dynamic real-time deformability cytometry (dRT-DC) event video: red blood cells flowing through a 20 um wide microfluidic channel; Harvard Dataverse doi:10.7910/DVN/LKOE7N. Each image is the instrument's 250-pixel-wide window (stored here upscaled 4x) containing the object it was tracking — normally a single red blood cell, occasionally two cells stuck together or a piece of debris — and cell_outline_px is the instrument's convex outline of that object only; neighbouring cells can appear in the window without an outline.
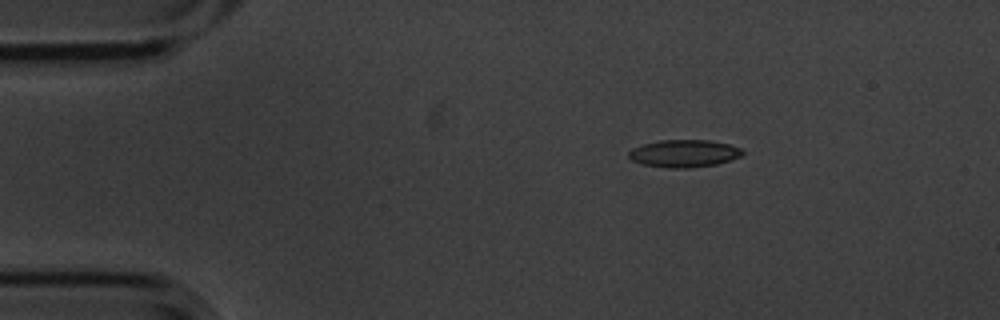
{"species": "common noctule bat (a hibernating species)", "species_latin": "Nyctalus noctula", "temperature_condition": "cold", "stored_images_in_passage": 3, "camera_frame_rate_fps": 3000, "um_per_image_px": 0.085, "animal": {"sex": "male", "body_mass_g": 20.1, "forearm_length_mm": 53.5}, "frame": {"image": 1, "passage_image": 1, "time_ms": 0.0, "image_size_px": [1000, 320], "cell_outline_px": [[744, 152], [740, 156], [732, 160], [716, 164], [692, 168], [668, 168], [644, 164], [632, 160], [628, 156], [628, 152], [632, 148], [644, 144], [660, 140], [708, 140], [728, 144], [740, 148]], "centroid_in_image_um": [58.15, 13.05], "position_along_channel_um": 26.9, "area_um2": 18.15}}
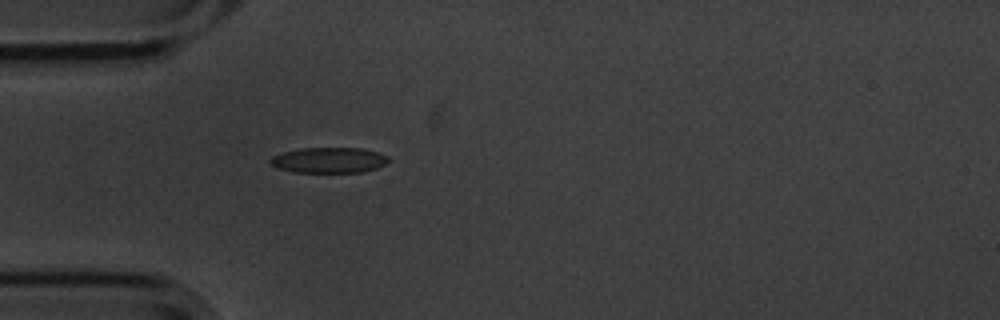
{"frame": {"image": 2, "passage_image": 3, "time_ms": 0.667, "image_size_px": [1000, 320], "cell_outline_px": [[388, 160], [384, 164], [376, 168], [364, 172], [296, 172], [280, 168], [268, 164], [268, 160], [272, 156], [284, 152], [300, 148], [360, 148], [376, 152], [388, 156]], "centroid_in_image_um": [27.93, 13.61], "position_along_channel_um": 57.1, "area_um2": 17.46}}